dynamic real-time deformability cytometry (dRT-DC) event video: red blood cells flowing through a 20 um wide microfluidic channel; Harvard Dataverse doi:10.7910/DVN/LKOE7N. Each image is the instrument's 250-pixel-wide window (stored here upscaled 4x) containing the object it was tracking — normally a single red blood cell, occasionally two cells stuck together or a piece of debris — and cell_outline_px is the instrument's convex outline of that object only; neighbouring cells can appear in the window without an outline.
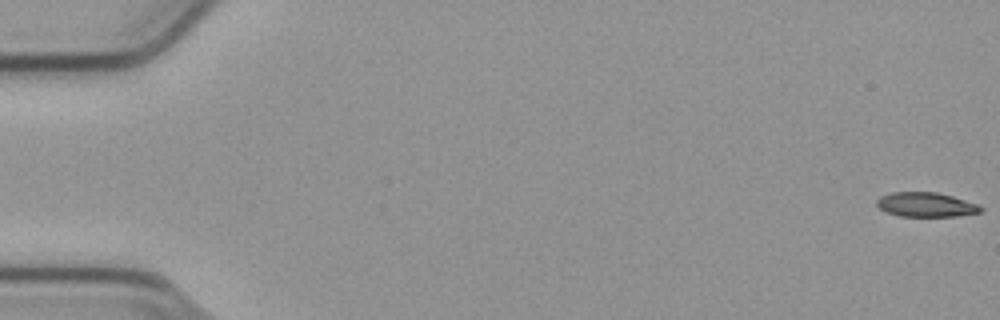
{"species": "common noctule bat (a hibernating species)", "species_latin": "Nyctalus noctula", "temperature_condition": "cold", "stored_images_in_passage": 55, "camera_frame_rate_fps": 3000, "um_per_image_px": 0.085, "animal": {"sex": "male", "body_mass_g": 23.1, "forearm_length_mm": 52.7}, "frame": {"image": 1, "passage_image": 1, "time_ms": 0.0, "image_size_px": [1000, 320], "cell_outline_px": [[984, 208], [980, 212], [956, 216], [900, 216], [888, 212], [880, 208], [876, 204], [876, 200], [880, 196], [892, 192], [936, 192], [952, 196], [976, 204]], "centroid_in_image_um": [78.68, 17.39], "position_along_channel_um": 6.3, "area_um2": 14.62}}
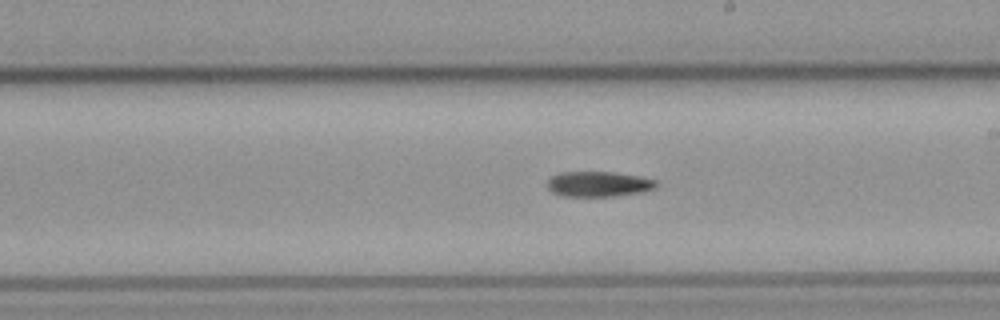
{"frame": {"image": 2, "passage_image": 32, "time_ms": 10.333, "image_size_px": [1000, 320], "cell_outline_px": [[660, 184], [656, 188], [644, 192], [612, 196], [564, 196], [552, 192], [548, 188], [548, 180], [552, 176], [560, 172], [616, 172], [640, 176], [656, 180]], "centroid_in_image_um": [50.93, 15.64], "position_along_channel_um": 238.1, "area_um2": 16.18}}
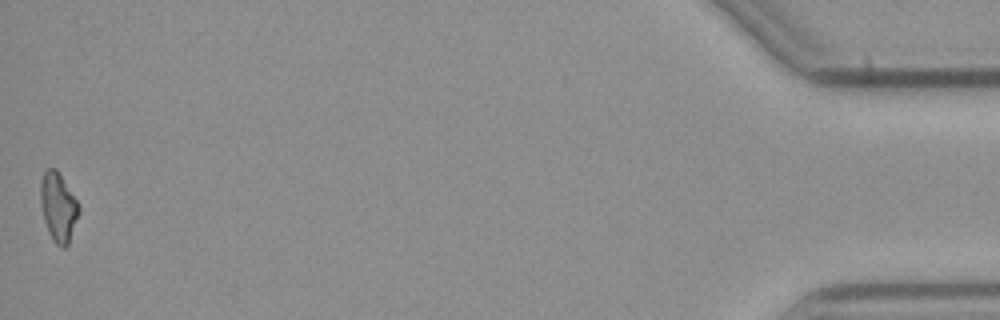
{"frame": {"image": 3, "passage_image": 55, "time_ms": 18.0, "image_size_px": [1000, 320], "cell_outline_px": [[80, 212], [68, 244], [64, 248], [60, 248], [52, 240], [48, 232], [44, 220], [40, 204], [40, 180], [44, 168], [56, 168], [76, 200], [80, 208]], "centroid_in_image_um": [4.93, 17.6], "position_along_channel_um": 430.3, "area_um2": 15.55}}